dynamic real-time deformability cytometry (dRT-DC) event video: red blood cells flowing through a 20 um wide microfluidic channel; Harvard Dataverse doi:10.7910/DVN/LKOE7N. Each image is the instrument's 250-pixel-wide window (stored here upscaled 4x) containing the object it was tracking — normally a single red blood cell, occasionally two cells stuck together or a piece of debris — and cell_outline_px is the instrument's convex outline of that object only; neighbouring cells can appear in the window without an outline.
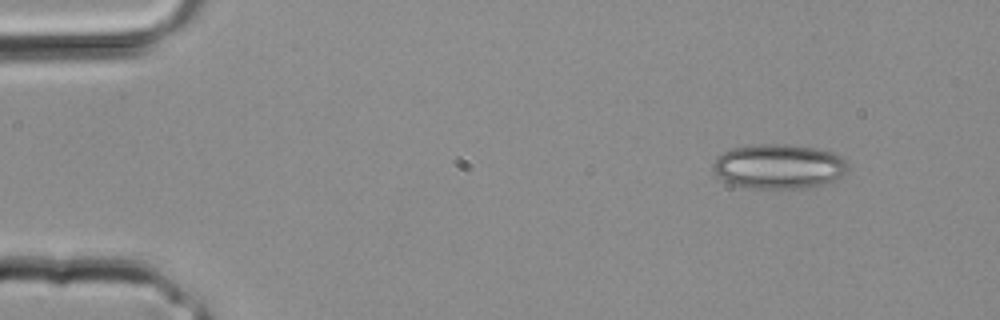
{"species": "common noctule bat (a hibernating species)", "species_latin": "Nyctalus noctula", "temperature_condition": "room temperature", "stored_images_in_passage": 32, "camera_frame_rate_fps": 3000, "um_per_image_px": 0.085, "animal": {"sex": "male", "body_mass_g": 20.4}, "frame": {"image": 1, "passage_image": 2, "time_ms": 0.333, "image_size_px": [1000, 320], "cell_outline_px": [[848, 168], [840, 176], [820, 188], [756, 188], [732, 184], [724, 180], [712, 168], [712, 164], [724, 152], [732, 148], [760, 144], [788, 144], [816, 148], [832, 152], [848, 160]], "centroid_in_image_um": [66.27, 14.15], "position_along_channel_um": 18.7, "area_um2": 35.08}}
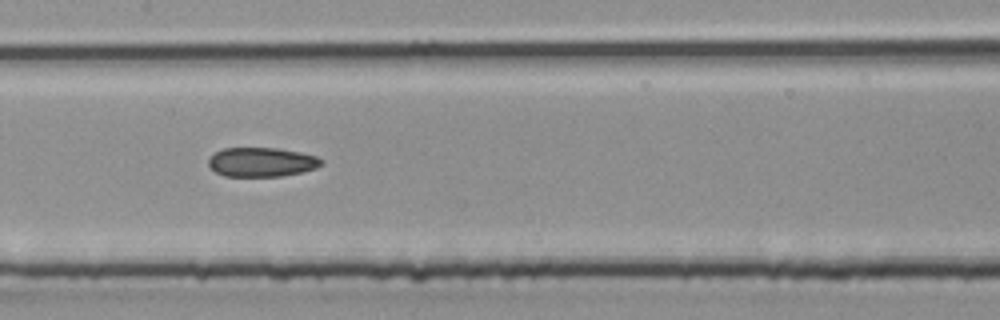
{"frame": {"image": 2, "passage_image": 15, "time_ms": 4.667, "image_size_px": [1000, 320], "cell_outline_px": [[324, 164], [316, 168], [300, 172], [280, 176], [224, 176], [216, 172], [208, 164], [208, 160], [216, 152], [224, 148], [276, 148], [300, 152], [316, 156], [324, 160]], "centroid_in_image_um": [22.27, 13.77], "position_along_channel_um": 185.1, "area_um2": 19.13}}
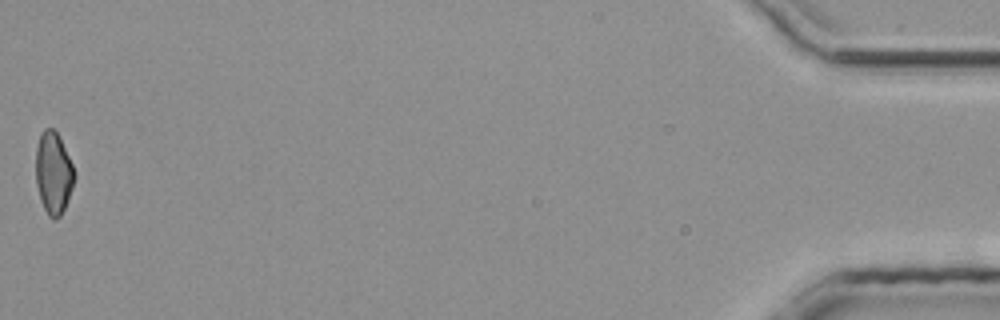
{"frame": {"image": 3, "passage_image": 32, "time_ms": 10.333, "image_size_px": [1000, 320], "cell_outline_px": [[76, 176], [68, 200], [60, 216], [56, 220], [52, 220], [48, 216], [40, 200], [36, 184], [36, 148], [40, 136], [44, 128], [52, 128], [56, 132], [76, 172]], "centroid_in_image_um": [4.54, 14.75], "position_along_channel_um": 430.7, "area_um2": 18.38}}